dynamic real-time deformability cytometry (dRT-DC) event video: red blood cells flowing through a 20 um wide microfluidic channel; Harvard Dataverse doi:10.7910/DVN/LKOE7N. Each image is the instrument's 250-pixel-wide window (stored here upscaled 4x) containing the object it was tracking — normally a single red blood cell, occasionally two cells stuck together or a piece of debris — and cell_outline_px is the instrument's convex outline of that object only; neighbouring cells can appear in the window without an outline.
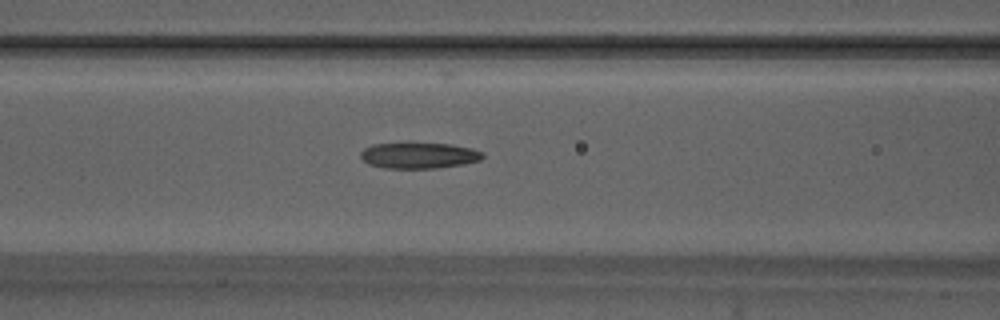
{"species": "Egyptian fruit bat (a non-hibernating species)", "species_latin": "Rousettus aegyptiacus", "temperature_condition": "warm", "stored_images_in_passage": 28, "camera_frame_rate_fps": 3000, "um_per_image_px": 0.085, "animal": {"sex": "male"}, "frame": {"image": 1, "passage_image": 5, "time_ms": 1.333, "image_size_px": [1000, 320], "cell_outline_px": [[484, 156], [480, 160], [464, 164], [436, 168], [384, 168], [368, 164], [360, 156], [360, 152], [364, 148], [372, 144], [452, 144], [472, 148], [484, 152]], "centroid_in_image_um": [35.63, 13.22], "position_along_channel_um": 131.0, "area_um2": 18.32}}